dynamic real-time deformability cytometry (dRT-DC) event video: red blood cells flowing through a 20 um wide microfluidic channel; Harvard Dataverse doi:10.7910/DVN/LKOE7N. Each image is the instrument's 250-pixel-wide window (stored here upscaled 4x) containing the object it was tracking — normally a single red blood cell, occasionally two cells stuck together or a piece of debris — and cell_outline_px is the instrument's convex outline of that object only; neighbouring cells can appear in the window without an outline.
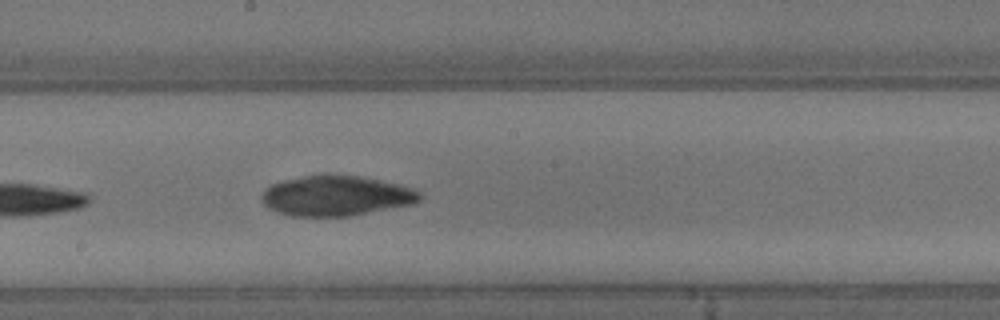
{"species": "common noctule bat (a hibernating species)", "species_latin": "Nyctalus noctula", "temperature_condition": "warm", "stored_images_in_passage": 9, "camera_frame_rate_fps": 3000, "um_per_image_px": 0.085, "animal": {"sex": "male", "body_mass_g": 13.3}, "frame": {"image": 1, "passage_image": 9, "time_ms": 2.667, "image_size_px": [1000, 320], "cell_outline_px": [[420, 200], [412, 204], [348, 216], [288, 216], [276, 212], [268, 208], [260, 200], [260, 196], [264, 188], [272, 184], [284, 180], [304, 176], [356, 176], [400, 184], [412, 188], [420, 192]], "centroid_in_image_um": [28.51, 16.66], "position_along_channel_um": 219.7, "area_um2": 36.65}}